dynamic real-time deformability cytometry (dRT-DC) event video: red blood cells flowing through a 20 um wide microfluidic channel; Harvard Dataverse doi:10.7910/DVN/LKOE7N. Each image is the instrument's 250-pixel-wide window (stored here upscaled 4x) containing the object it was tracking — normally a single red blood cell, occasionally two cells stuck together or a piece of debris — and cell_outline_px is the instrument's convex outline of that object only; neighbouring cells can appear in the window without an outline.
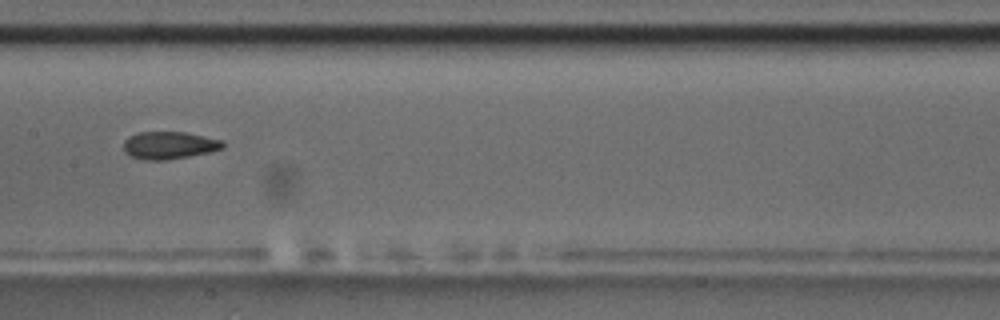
{"species": "common noctule bat (a hibernating species)", "species_latin": "Nyctalus noctula", "temperature_condition": "room temperature", "stored_images_in_passage": 11, "camera_frame_rate_fps": 3000, "um_per_image_px": 0.085, "animal": {"sex": "male", "body_mass_g": 17.5, "forearm_length_mm": 52.3}, "frame": {"image": 1, "passage_image": 8, "time_ms": 8.667, "image_size_px": [1000, 320], "cell_outline_px": [[224, 148], [208, 152], [168, 160], [144, 160], [132, 156], [124, 152], [124, 140], [128, 136], [136, 132], [184, 132], [224, 140]], "centroid_in_image_um": [14.37, 12.34], "position_along_channel_um": 193.0, "area_um2": 15.95}}